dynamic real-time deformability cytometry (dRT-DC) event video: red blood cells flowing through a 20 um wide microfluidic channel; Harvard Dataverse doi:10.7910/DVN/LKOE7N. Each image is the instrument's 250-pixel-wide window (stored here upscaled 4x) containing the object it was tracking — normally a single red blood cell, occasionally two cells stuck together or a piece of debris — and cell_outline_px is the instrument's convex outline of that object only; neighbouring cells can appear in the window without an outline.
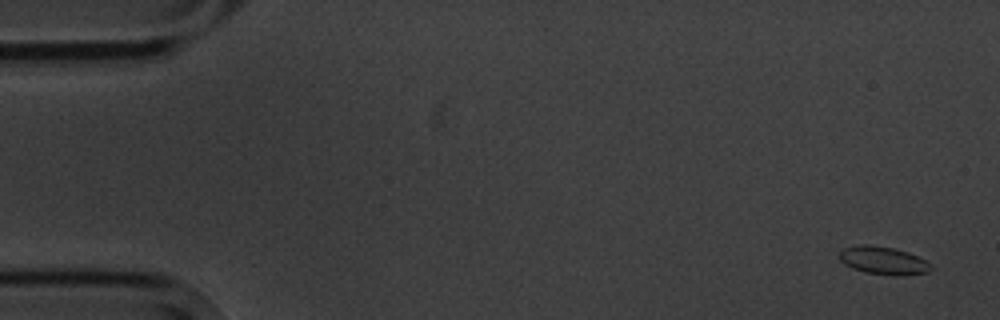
{"species": "common noctule bat (a hibernating species)", "species_latin": "Nyctalus noctula", "temperature_condition": "cold", "stored_images_in_passage": 5, "camera_frame_rate_fps": 3000, "um_per_image_px": 0.085, "animal": {"sex": "male", "body_mass_g": 20.1, "forearm_length_mm": 53.5}, "frame": {"image": 1, "passage_image": 1, "time_ms": 0.0, "image_size_px": [1000, 320], "cell_outline_px": [[932, 268], [928, 272], [900, 276], [896, 276], [868, 272], [852, 268], [844, 264], [840, 260], [840, 252], [844, 248], [860, 244], [868, 244], [892, 248], [908, 252], [924, 260]], "centroid_in_image_um": [75.05, 22.14], "position_along_channel_um": 9.9, "area_um2": 14.62}}